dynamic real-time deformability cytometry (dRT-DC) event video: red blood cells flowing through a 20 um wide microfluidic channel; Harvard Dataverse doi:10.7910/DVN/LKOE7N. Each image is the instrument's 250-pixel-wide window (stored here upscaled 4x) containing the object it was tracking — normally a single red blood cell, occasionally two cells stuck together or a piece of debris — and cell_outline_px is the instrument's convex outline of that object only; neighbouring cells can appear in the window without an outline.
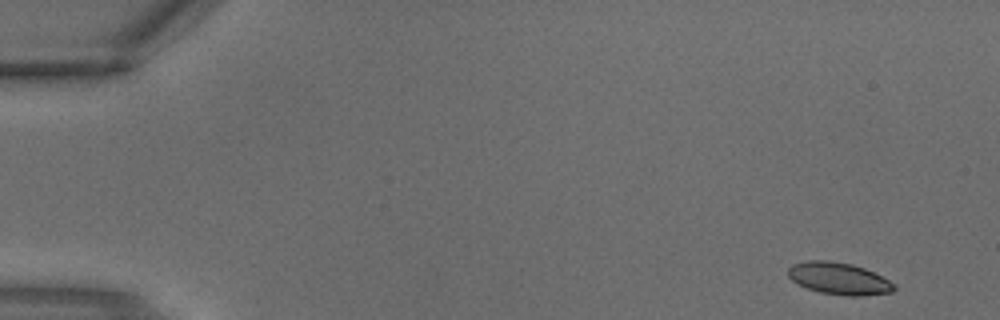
{"species": "common noctule bat (a hibernating species)", "species_latin": "Nyctalus noctula", "temperature_condition": "warm", "stored_images_in_passage": 3, "camera_frame_rate_fps": 3000, "um_per_image_px": 0.085, "animal": {"sex": "male", "body_mass_g": 18.8}, "frame": {"image": 1, "passage_image": 1, "time_ms": 0.0, "image_size_px": [1000, 320], "cell_outline_px": [[896, 288], [892, 292], [864, 296], [848, 296], [820, 292], [796, 284], [788, 276], [788, 268], [792, 264], [808, 260], [828, 260], [852, 264], [864, 268], [896, 284]], "centroid_in_image_um": [71.29, 23.67], "position_along_channel_um": 13.7, "area_um2": 19.83}}